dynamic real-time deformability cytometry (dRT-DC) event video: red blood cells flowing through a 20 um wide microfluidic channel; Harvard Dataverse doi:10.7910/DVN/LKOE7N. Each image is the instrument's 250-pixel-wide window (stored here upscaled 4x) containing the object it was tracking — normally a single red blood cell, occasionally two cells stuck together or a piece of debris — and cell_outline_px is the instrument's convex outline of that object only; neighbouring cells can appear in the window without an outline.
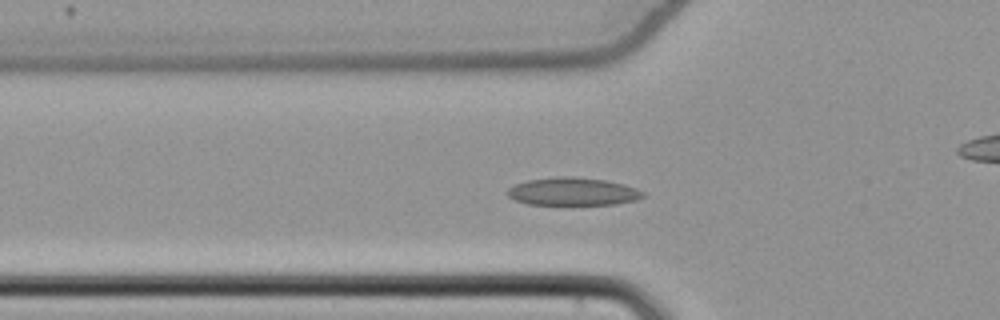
{"species": "common noctule bat (a hibernating species)", "species_latin": "Nyctalus noctula", "temperature_condition": "cold", "stored_images_in_passage": 49, "camera_frame_rate_fps": 3000, "um_per_image_px": 0.085, "animal": {"sex": "female", "body_mass_g": 22.7, "forearm_length_mm": 54.2}, "frame": {"image": 1, "passage_image": 13, "time_ms": 4.0, "image_size_px": [1000, 320], "cell_outline_px": [[644, 196], [636, 200], [616, 204], [528, 204], [516, 200], [508, 196], [504, 192], [508, 188], [516, 184], [528, 180], [556, 176], [572, 176], [604, 180], [624, 184], [636, 188], [644, 192]], "centroid_in_image_um": [48.68, 16.27], "position_along_channel_um": 77.1, "area_um2": 21.96}}
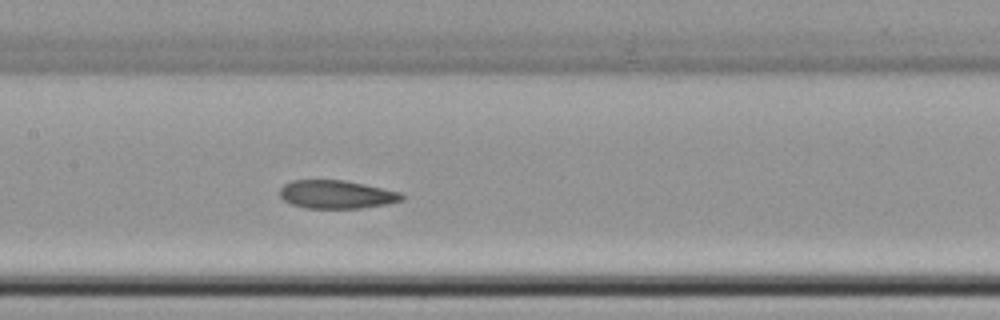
{"frame": {"image": 2, "passage_image": 21, "time_ms": 6.667, "image_size_px": [1000, 320], "cell_outline_px": [[404, 200], [388, 204], [360, 208], [308, 208], [292, 204], [284, 200], [280, 196], [280, 188], [284, 184], [292, 180], [344, 180], [364, 184], [400, 192], [404, 196]], "centroid_in_image_um": [28.61, 16.52], "position_along_channel_um": 178.8, "area_um2": 20.06}}
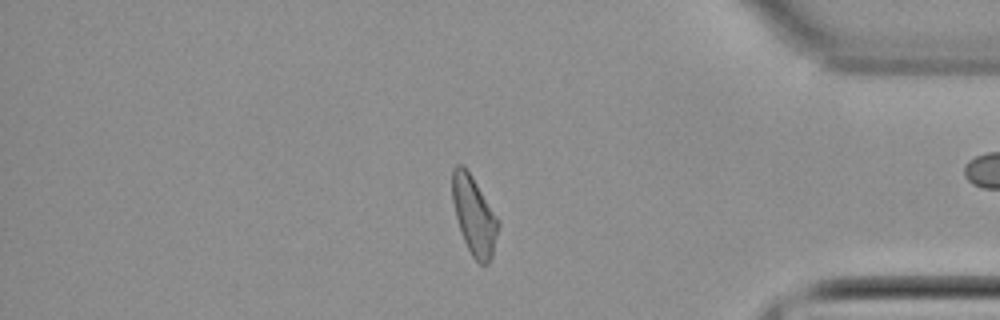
{"frame": {"image": 3, "passage_image": 40, "time_ms": 13.0, "image_size_px": [1000, 320], "cell_outline_px": [[500, 224], [492, 256], [488, 264], [480, 264], [472, 256], [464, 240], [456, 216], [452, 200], [452, 168], [456, 164], [464, 164], [472, 176], [500, 220]], "centroid_in_image_um": [40.31, 18.29], "position_along_channel_um": 394.9, "area_um2": 21.04}, "authors_computed_cell_mechanics": {"area_um2": 21.0392, "velocity_mm_per_s": 3.8276, "shape_relaxation_time_tau1_ms": null, "shape_relaxation_time_tau2_ms": 5.4817, "deformation_change_tau1": null, "deformation_change_tau2": 0.0834}}